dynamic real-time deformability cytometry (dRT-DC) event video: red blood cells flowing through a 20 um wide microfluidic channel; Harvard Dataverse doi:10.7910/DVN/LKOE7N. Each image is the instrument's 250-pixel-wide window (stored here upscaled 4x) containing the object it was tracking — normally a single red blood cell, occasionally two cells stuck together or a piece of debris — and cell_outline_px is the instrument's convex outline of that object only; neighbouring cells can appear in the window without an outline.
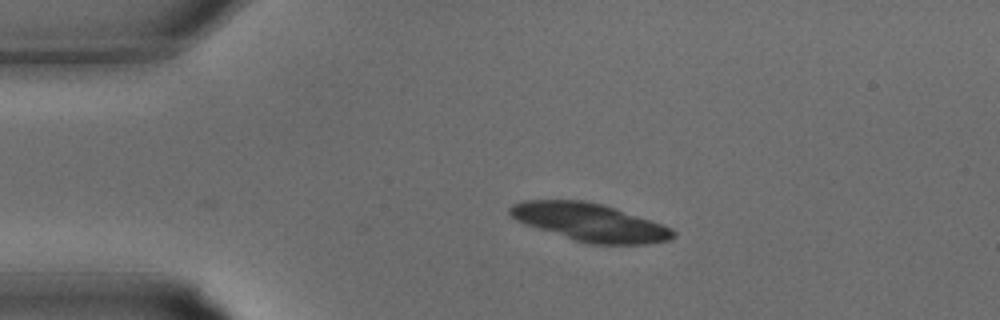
{"species": "common noctule bat (a hibernating species)", "species_latin": "Nyctalus noctula", "temperature_condition": "warm", "stored_images_in_passage": 24, "camera_frame_rate_fps": 3000, "um_per_image_px": 0.085, "animal": {"sex": "male", "body_mass_g": 15.6}, "frame": {"image": 1, "passage_image": 1, "time_ms": 0.0, "image_size_px": [1000, 320], "cell_outline_px": [[676, 236], [672, 240], [644, 244], [592, 244], [576, 240], [524, 224], [516, 220], [508, 212], [508, 208], [512, 204], [524, 200], [584, 200], [600, 204], [664, 224], [672, 228], [676, 232]], "centroid_in_image_um": [50.15, 18.89], "position_along_channel_um": 34.8, "area_um2": 35.78}}
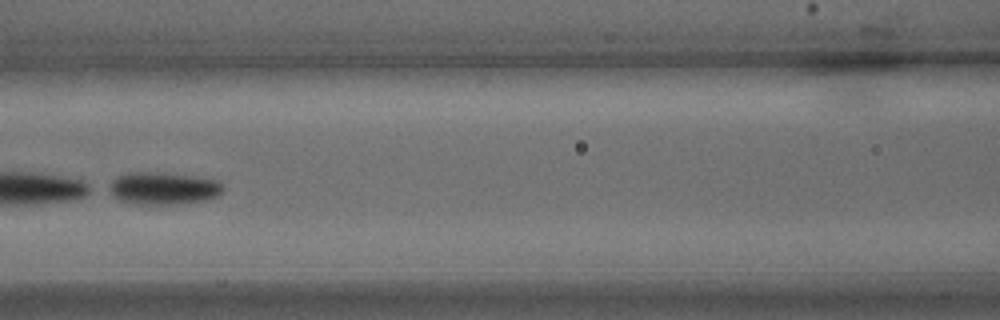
{"frame": {"image": 2, "passage_image": 9, "time_ms": 2.667, "image_size_px": [1000, 320], "cell_outline_px": [[224, 188], [216, 196], [208, 200], [180, 204], [132, 204], [120, 200], [112, 196], [112, 180], [116, 176], [128, 172], [156, 172], [192, 176], [220, 180]], "centroid_in_image_um": [13.91, 16.01], "position_along_channel_um": 152.7, "area_um2": 21.5}}
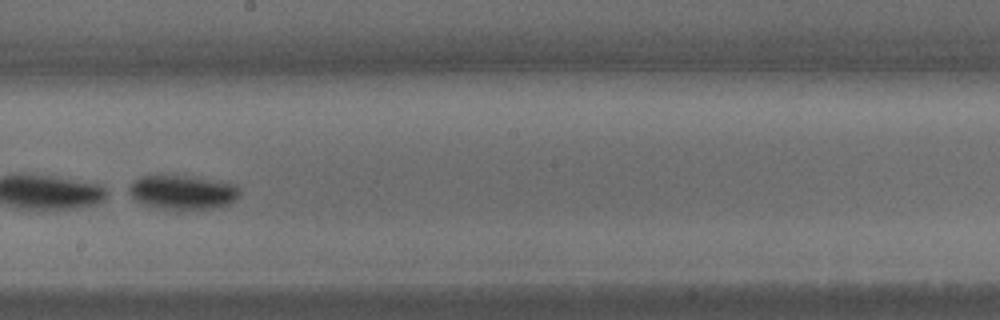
{"frame": {"image": 3, "passage_image": 13, "time_ms": 4.0, "image_size_px": [1000, 320], "cell_outline_px": [[240, 192], [236, 200], [228, 204], [212, 208], [176, 212], [144, 204], [136, 200], [124, 192], [140, 176], [184, 176], [232, 184], [240, 188]], "centroid_in_image_um": [15.48, 16.39], "position_along_channel_um": 232.7, "area_um2": 22.14}}